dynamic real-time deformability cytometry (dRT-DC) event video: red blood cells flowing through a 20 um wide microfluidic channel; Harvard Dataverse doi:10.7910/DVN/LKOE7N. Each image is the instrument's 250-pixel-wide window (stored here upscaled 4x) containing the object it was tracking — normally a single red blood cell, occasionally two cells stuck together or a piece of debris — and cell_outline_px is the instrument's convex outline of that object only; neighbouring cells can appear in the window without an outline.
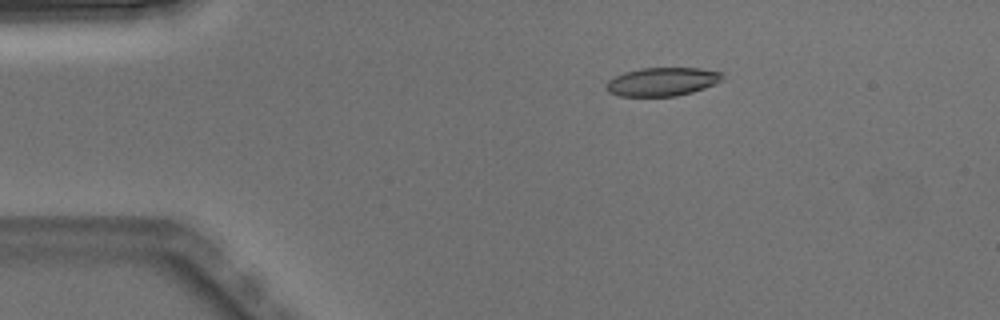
{"species": "Egyptian fruit bat (a non-hibernating species)", "species_latin": "Rousettus aegyptiacus", "temperature_condition": "warm", "stored_images_in_passage": 3, "camera_frame_rate_fps": 3000, "um_per_image_px": 0.085, "animal": {"sex": "male"}, "frame": {"image": 1, "passage_image": 2, "time_ms": 0.333, "image_size_px": [1000, 320], "cell_outline_px": [[724, 80], [704, 88], [692, 92], [676, 96], [616, 96], [608, 92], [604, 88], [604, 84], [608, 80], [624, 72], [640, 68], [700, 68], [724, 72]], "centroid_in_image_um": [56.28, 6.94], "position_along_channel_um": 28.7, "area_um2": 19.59}}